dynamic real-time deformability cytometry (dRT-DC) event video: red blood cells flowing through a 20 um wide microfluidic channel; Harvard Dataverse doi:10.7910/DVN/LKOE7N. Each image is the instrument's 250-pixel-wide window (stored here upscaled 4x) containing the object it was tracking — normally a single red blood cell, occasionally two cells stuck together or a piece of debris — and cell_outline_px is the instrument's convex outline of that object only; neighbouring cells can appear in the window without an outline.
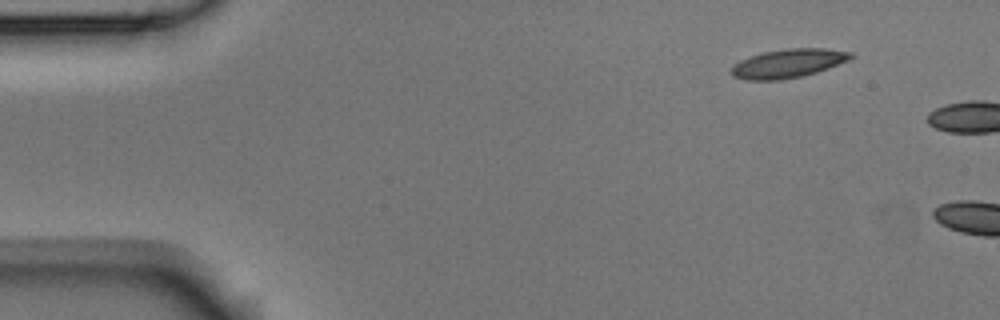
{"species": "Egyptian fruit bat (a non-hibernating species)", "species_latin": "Rousettus aegyptiacus", "temperature_condition": "room temperature", "stored_images_in_passage": 6, "camera_frame_rate_fps": 3000, "um_per_image_px": 0.085, "animal": {"sex": "male"}, "frame": {"image": 1, "passage_image": 1, "time_ms": 0.0, "image_size_px": [1000, 320], "cell_outline_px": [[856, 56], [848, 60], [828, 68], [804, 76], [780, 80], [744, 80], [732, 76], [732, 64], [740, 60], [764, 52], [788, 48], [824, 48], [852, 52]], "centroid_in_image_um": [67.0, 5.39], "position_along_channel_um": 18.0, "area_um2": 20.06}}